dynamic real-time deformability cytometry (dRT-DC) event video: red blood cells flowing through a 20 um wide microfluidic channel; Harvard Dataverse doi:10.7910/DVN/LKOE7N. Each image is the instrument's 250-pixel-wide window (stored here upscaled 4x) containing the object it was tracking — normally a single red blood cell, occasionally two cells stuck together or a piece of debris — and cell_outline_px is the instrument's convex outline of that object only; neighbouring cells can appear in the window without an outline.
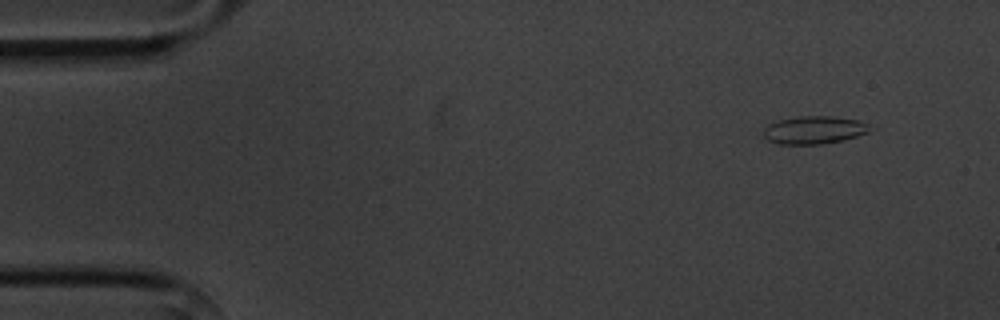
{"species": "common noctule bat (a hibernating species)", "species_latin": "Nyctalus noctula", "temperature_condition": "cold", "stored_images_in_passage": 5, "camera_frame_rate_fps": 3000, "um_per_image_px": 0.085, "animal": {"sex": "male", "body_mass_g": 20.1, "forearm_length_mm": 53.5}, "frame": {"image": 1, "passage_image": 2, "time_ms": 1.333, "image_size_px": [1000, 320], "cell_outline_px": [[876, 128], [868, 132], [844, 140], [820, 144], [776, 144], [768, 140], [764, 136], [764, 128], [768, 124], [780, 120], [800, 116], [832, 116], [860, 120]], "centroid_in_image_um": [69.24, 11.05], "position_along_channel_um": 15.8, "area_um2": 17.4}}